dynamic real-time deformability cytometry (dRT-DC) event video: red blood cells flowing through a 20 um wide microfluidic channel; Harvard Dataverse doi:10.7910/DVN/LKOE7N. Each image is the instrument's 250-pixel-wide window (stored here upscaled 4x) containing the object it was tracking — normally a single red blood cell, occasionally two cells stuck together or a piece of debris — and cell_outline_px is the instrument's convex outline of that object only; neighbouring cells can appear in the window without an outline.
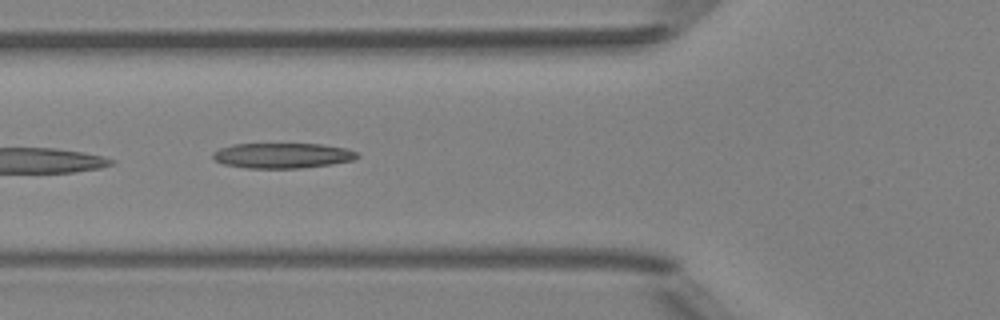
{"species": "Egyptian fruit bat (a non-hibernating species)", "species_latin": "Rousettus aegyptiacus", "temperature_condition": "room temperature", "stored_images_in_passage": 6, "camera_frame_rate_fps": 3000, "um_per_image_px": 0.085, "animal": {"sex": "female"}, "frame": {"image": 1, "passage_image": 4, "time_ms": 3.333, "image_size_px": [1000, 320], "cell_outline_px": [[360, 156], [352, 160], [332, 164], [300, 168], [244, 168], [224, 164], [216, 160], [212, 156], [212, 152], [220, 148], [232, 144], [320, 144], [348, 148], [356, 152]], "centroid_in_image_um": [24.0, 13.22], "position_along_channel_um": 101.8, "area_um2": 21.27}}
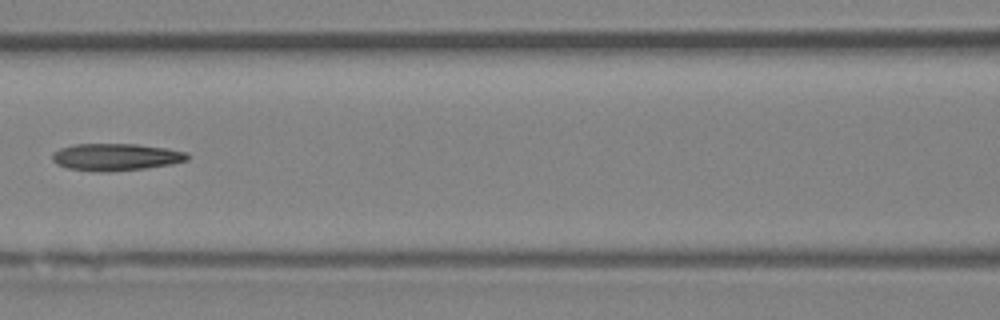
{"frame": {"image": 2, "passage_image": 5, "time_ms": 4.667, "image_size_px": [1000, 320], "cell_outline_px": [[188, 160], [172, 164], [144, 168], [104, 172], [68, 168], [56, 164], [52, 160], [52, 156], [60, 148], [72, 144], [136, 144], [164, 148], [188, 152]], "centroid_in_image_um": [9.85, 13.34], "position_along_channel_um": 156.8, "area_um2": 21.15}}
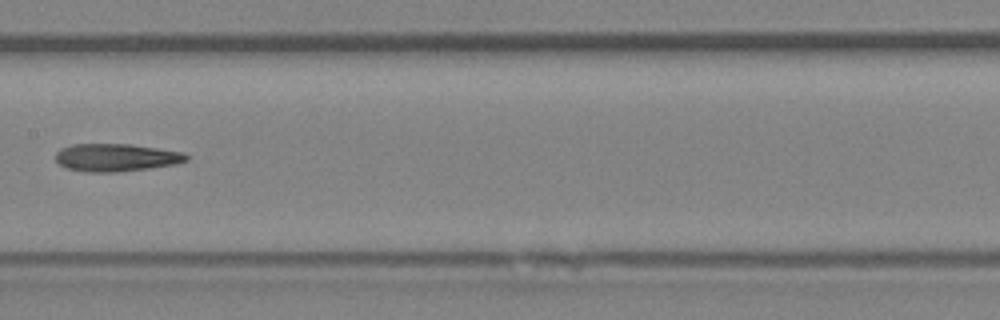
{"frame": {"image": 3, "passage_image": 6, "time_ms": 5.667, "image_size_px": [1000, 320], "cell_outline_px": [[188, 160], [176, 164], [148, 168], [116, 172], [84, 172], [68, 168], [60, 164], [56, 160], [56, 152], [60, 148], [72, 144], [128, 144], [184, 152], [188, 156]], "centroid_in_image_um": [9.86, 13.39], "position_along_channel_um": 197.5, "area_um2": 21.04}}